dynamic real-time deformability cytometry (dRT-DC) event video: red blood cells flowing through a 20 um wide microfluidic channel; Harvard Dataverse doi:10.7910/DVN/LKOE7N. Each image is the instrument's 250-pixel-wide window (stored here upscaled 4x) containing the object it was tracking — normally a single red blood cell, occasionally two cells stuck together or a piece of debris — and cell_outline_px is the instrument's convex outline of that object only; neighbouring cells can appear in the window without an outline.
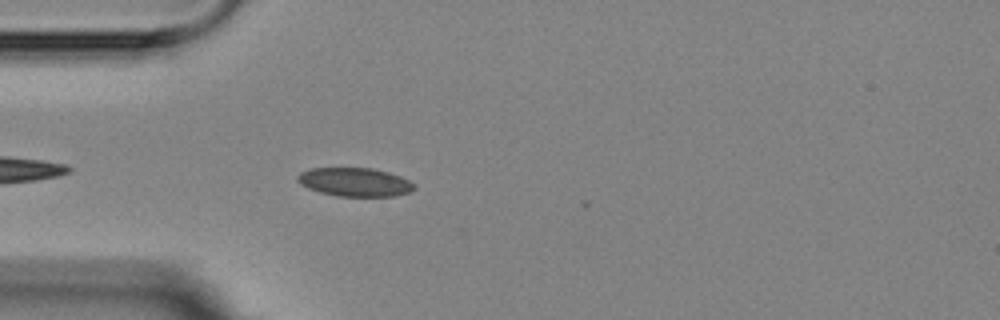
{"species": "Egyptian fruit bat (a non-hibernating species)", "species_latin": "Rousettus aegyptiacus", "temperature_condition": "room temperature", "stored_images_in_passage": 4, "camera_frame_rate_fps": 3000, "um_per_image_px": 0.085, "animal": {"sex": "female"}, "frame": {"image": 1, "passage_image": 4, "time_ms": 3.333, "image_size_px": [1000, 320], "cell_outline_px": [[416, 188], [408, 192], [396, 196], [336, 196], [320, 192], [308, 188], [300, 184], [296, 180], [296, 176], [300, 172], [312, 168], [372, 168], [388, 172], [400, 176], [416, 184]], "centroid_in_image_um": [30.15, 15.47], "position_along_channel_um": 54.9, "area_um2": 19.54}}